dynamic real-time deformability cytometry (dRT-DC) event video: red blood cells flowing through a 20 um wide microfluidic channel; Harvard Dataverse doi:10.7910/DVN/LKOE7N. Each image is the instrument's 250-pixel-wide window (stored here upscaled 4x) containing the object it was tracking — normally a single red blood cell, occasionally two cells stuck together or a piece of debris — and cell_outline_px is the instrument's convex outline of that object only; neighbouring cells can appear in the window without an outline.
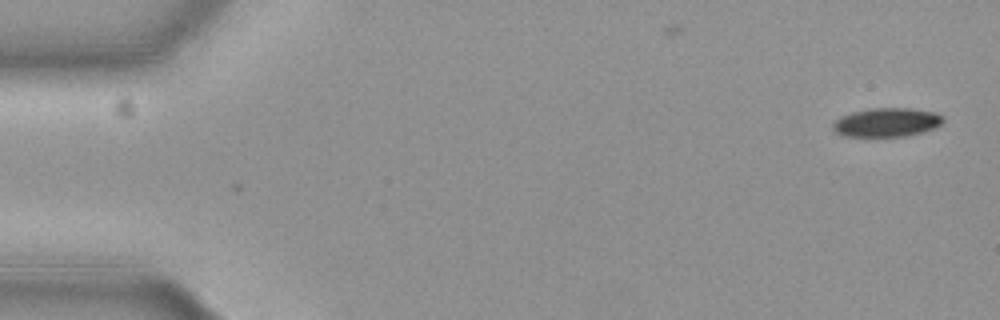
{"species": "common noctule bat (a hibernating species)", "species_latin": "Nyctalus noctula", "temperature_condition": "cold", "stored_images_in_passage": 55, "camera_frame_rate_fps": 3000, "um_per_image_px": 0.085, "animal": {"sex": "female", "body_mass_g": 19.3, "forearm_length_mm": 54.1}, "frame": {"image": 1, "passage_image": 1, "time_ms": 0.0, "image_size_px": [1000, 320], "cell_outline_px": [[944, 120], [940, 124], [932, 128], [920, 132], [904, 136], [844, 136], [836, 132], [832, 128], [832, 124], [840, 116], [852, 112], [868, 108], [912, 108], [932, 112], [944, 116]], "centroid_in_image_um": [75.33, 10.39], "position_along_channel_um": 9.7, "area_um2": 18.38}}
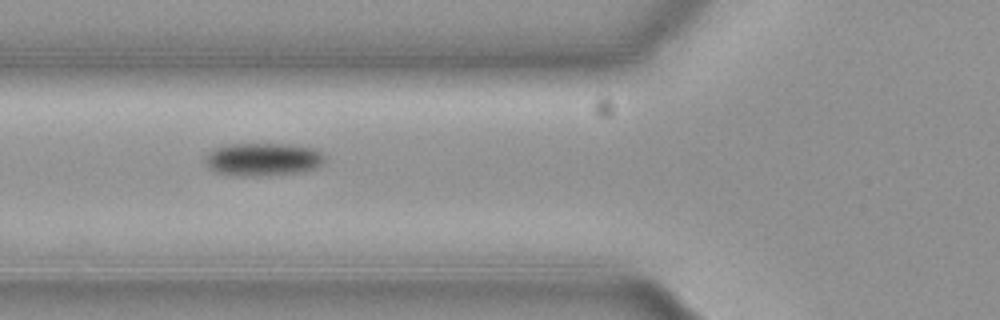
{"frame": {"image": 2, "passage_image": 20, "time_ms": 6.333, "image_size_px": [1000, 320], "cell_outline_px": [[324, 160], [320, 164], [312, 168], [296, 172], [260, 176], [240, 176], [216, 172], [208, 168], [208, 152], [212, 148], [228, 144], [288, 144], [312, 148], [320, 152], [324, 156]], "centroid_in_image_um": [22.31, 13.53], "position_along_channel_um": 103.5, "area_um2": 22.54}}
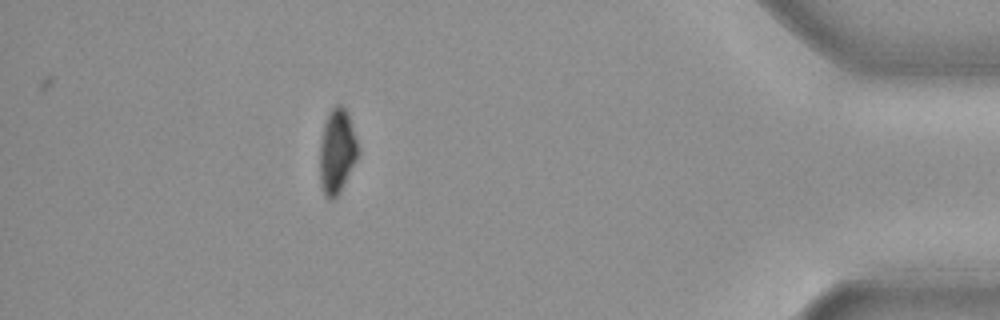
{"frame": {"image": 3, "passage_image": 49, "time_ms": 16.0, "image_size_px": [1000, 320], "cell_outline_px": [[360, 152], [336, 200], [328, 200], [324, 196], [320, 180], [320, 144], [324, 124], [332, 108], [336, 104], [340, 104], [348, 112], [360, 148]], "centroid_in_image_um": [28.66, 12.89], "position_along_channel_um": 406.5, "area_um2": 19.07}, "authors_computed_cell_mechanics": {"area_um2": 20.5768, "velocity_mm_per_s": 3.699, "shape_relaxation_time_tau1_ms": 2.5081, "shape_relaxation_time_tau2_ms": null, "deformation_change_tau1": 0.104, "deformation_change_tau2": null}}